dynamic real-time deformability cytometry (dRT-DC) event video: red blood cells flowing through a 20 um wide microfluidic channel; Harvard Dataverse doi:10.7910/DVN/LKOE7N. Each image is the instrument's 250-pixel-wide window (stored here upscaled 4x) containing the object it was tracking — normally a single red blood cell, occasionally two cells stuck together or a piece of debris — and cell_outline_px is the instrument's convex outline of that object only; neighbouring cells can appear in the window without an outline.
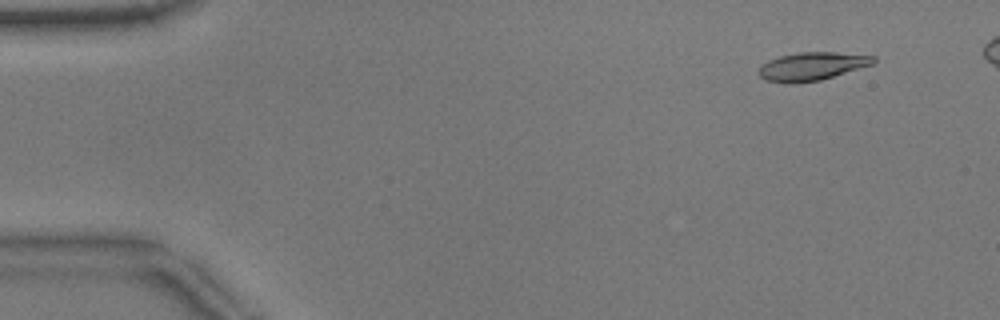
{"species": "common noctule bat (a hibernating species)", "species_latin": "Nyctalus noctula", "temperature_condition": "warm", "stored_images_in_passage": 39, "camera_frame_rate_fps": 3000, "um_per_image_px": 0.085, "animal": {"sex": "male", "body_mass_g": 17.9}, "frame": {"image": 1, "passage_image": 2, "time_ms": 0.333, "image_size_px": [1000, 320], "cell_outline_px": [[876, 60], [872, 64], [820, 80], [792, 84], [764, 80], [756, 72], [768, 60], [780, 56], [800, 52], [836, 52], [876, 56]], "centroid_in_image_um": [68.99, 5.64], "position_along_channel_um": 16.0, "area_um2": 18.73}}
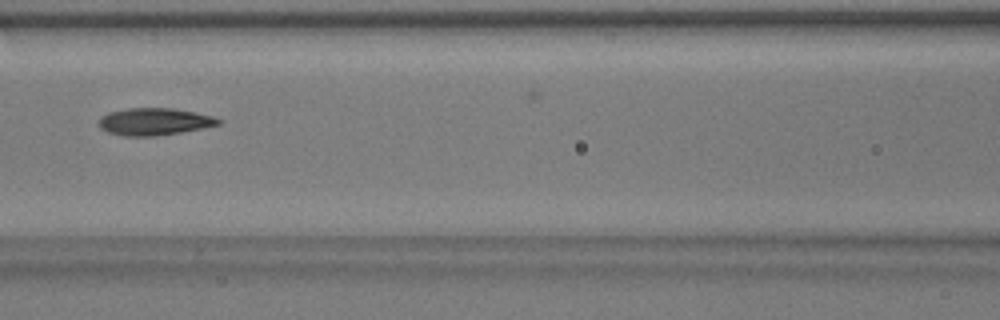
{"frame": {"image": 2, "passage_image": 21, "time_ms": 6.667, "image_size_px": [1000, 320], "cell_outline_px": [[224, 120], [220, 124], [204, 128], [156, 136], [124, 136], [108, 132], [100, 128], [100, 116], [108, 112], [128, 108], [172, 108], [196, 112], [212, 116]], "centroid_in_image_um": [13.14, 10.33], "position_along_channel_um": 153.5, "area_um2": 19.02}}
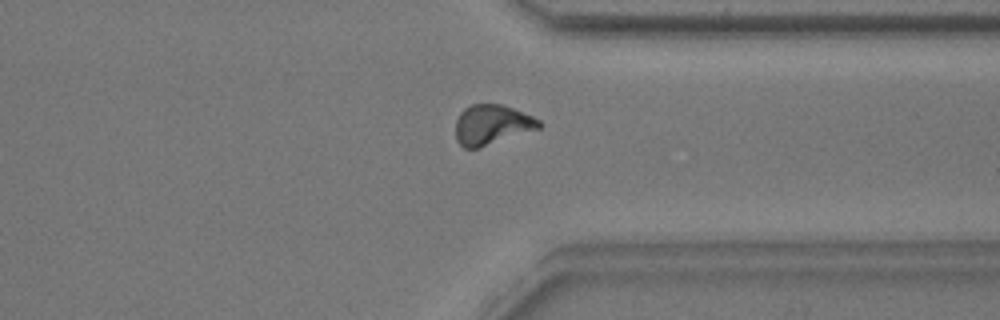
{"frame": {"image": 3, "passage_image": 38, "time_ms": 12.333, "image_size_px": [1000, 320], "cell_outline_px": [[544, 124], [540, 128], [480, 148], [464, 148], [456, 140], [456, 120], [460, 112], [464, 108], [472, 104], [500, 104], [512, 108], [532, 116], [540, 120]], "centroid_in_image_um": [41.81, 10.61], "position_along_channel_um": 369.6, "area_um2": 19.48}}